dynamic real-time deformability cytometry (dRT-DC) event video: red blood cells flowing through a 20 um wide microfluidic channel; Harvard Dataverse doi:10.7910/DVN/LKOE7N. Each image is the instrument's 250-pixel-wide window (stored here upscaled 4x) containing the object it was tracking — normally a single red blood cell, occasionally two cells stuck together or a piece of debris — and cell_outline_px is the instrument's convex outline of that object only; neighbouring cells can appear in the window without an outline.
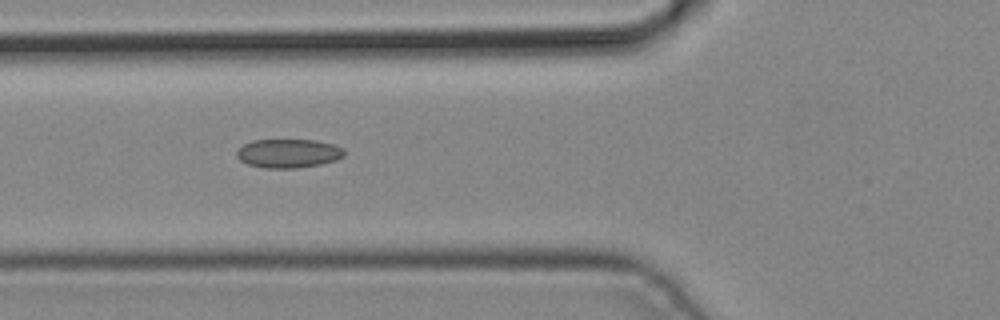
{"species": "common noctule bat (a hibernating species)", "species_latin": "Nyctalus noctula", "temperature_condition": "cold", "stored_images_in_passage": 4, "camera_frame_rate_fps": 3000, "um_per_image_px": 0.085, "animal": {"sex": "male", "body_mass_g": 19.2, "forearm_length_mm": 51.8}, "frame": {"image": 1, "passage_image": 4, "time_ms": 1.0, "image_size_px": [1000, 320], "cell_outline_px": [[344, 156], [336, 160], [320, 164], [296, 168], [264, 168], [248, 164], [240, 160], [236, 156], [236, 152], [244, 144], [252, 140], [316, 140], [332, 144], [344, 148]], "centroid_in_image_um": [24.51, 13.03], "position_along_channel_um": 101.3, "area_um2": 18.03}}